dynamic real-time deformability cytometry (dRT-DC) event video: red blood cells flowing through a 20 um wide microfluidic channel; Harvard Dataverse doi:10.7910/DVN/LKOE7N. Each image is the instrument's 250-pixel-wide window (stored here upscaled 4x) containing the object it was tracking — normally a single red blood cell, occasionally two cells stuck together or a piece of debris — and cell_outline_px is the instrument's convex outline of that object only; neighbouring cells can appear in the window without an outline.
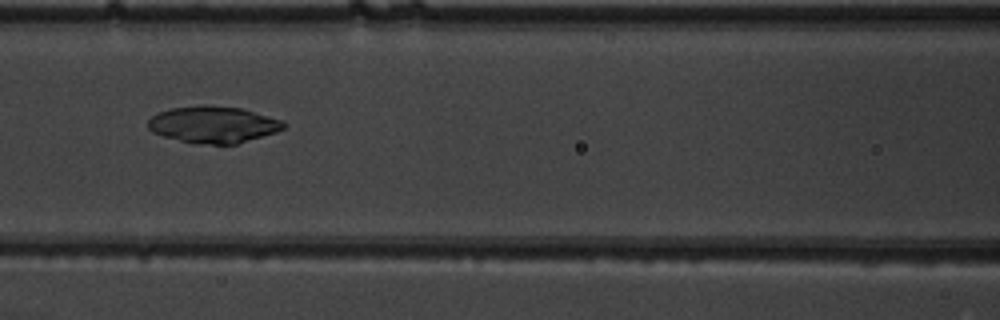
{"species": "common noctule bat (a hibernating species)", "species_latin": "Nyctalus noctula", "temperature_condition": "warm", "stored_images_in_passage": 9, "camera_frame_rate_fps": 3000, "um_per_image_px": 0.085, "animal": {"sex": "male", "body_mass_g": 19.5, "forearm_length_mm": 54.6}, "frame": {"image": 1, "passage_image": 7, "time_ms": 2.0, "image_size_px": [1000, 320], "cell_outline_px": [[288, 124], [284, 128], [276, 132], [236, 144], [196, 144], [164, 136], [152, 132], [148, 128], [148, 120], [152, 116], [160, 112], [172, 108], [200, 104], [208, 104], [240, 108], [280, 120]], "centroid_in_image_um": [18.11, 10.58], "position_along_channel_um": 148.5, "area_um2": 28.9}}
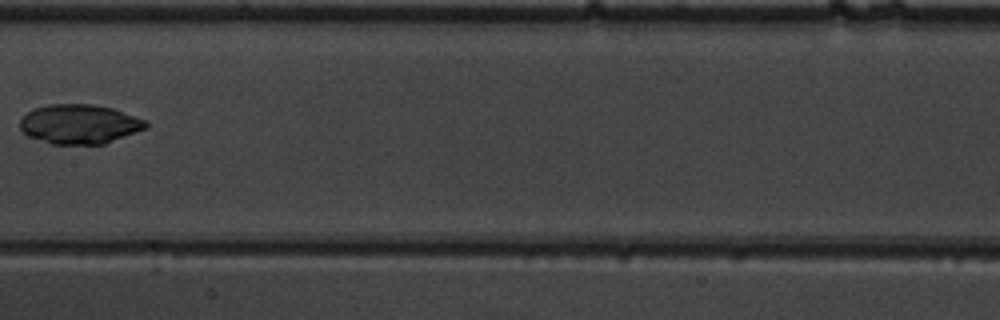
{"frame": {"image": 2, "passage_image": 8, "time_ms": 2.333, "image_size_px": [1000, 320], "cell_outline_px": [[148, 124], [144, 128], [104, 144], [52, 144], [28, 136], [20, 128], [20, 120], [28, 112], [36, 108], [48, 104], [92, 104], [112, 108], [148, 120]], "centroid_in_image_um": [6.75, 10.54], "position_along_channel_um": 200.7, "area_um2": 28.67}}
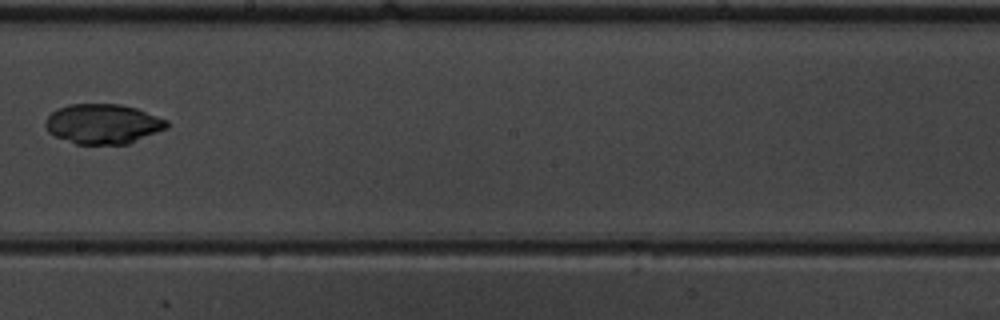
{"frame": {"image": 3, "passage_image": 9, "time_ms": 2.667, "image_size_px": [1000, 320], "cell_outline_px": [[168, 128], [128, 144], [76, 144], [56, 136], [48, 132], [44, 124], [44, 120], [56, 108], [68, 104], [120, 104], [136, 108], [168, 120]], "centroid_in_image_um": [8.74, 10.53], "position_along_channel_um": 239.5, "area_um2": 28.32}}